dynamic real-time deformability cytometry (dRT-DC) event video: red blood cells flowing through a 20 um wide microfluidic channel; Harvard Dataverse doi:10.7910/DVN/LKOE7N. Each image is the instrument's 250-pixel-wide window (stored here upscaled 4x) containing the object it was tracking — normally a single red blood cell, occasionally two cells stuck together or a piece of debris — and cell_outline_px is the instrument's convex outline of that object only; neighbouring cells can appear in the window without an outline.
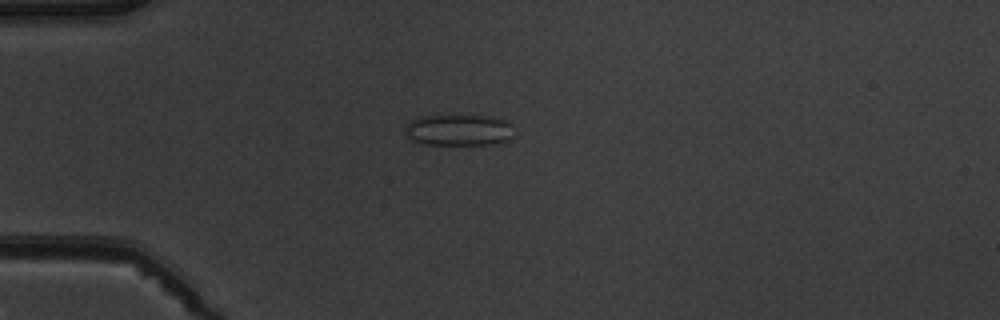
{"species": "common noctule bat (a hibernating species)", "species_latin": "Nyctalus noctula", "temperature_condition": "warm", "stored_images_in_passage": 4, "camera_frame_rate_fps": 3000, "um_per_image_px": 0.085, "animal": {"sex": "male", "body_mass_g": 19.5, "forearm_length_mm": 54.6}, "frame": {"image": 1, "passage_image": 2, "time_ms": 1.333, "image_size_px": [1000, 320], "cell_outline_px": [[512, 136], [508, 140], [500, 144], [424, 144], [412, 140], [408, 136], [404, 128], [412, 120], [420, 116], [492, 116], [504, 120], [508, 124]], "centroid_in_image_um": [38.98, 11.06], "position_along_channel_um": 46.0, "area_um2": 19.54}}
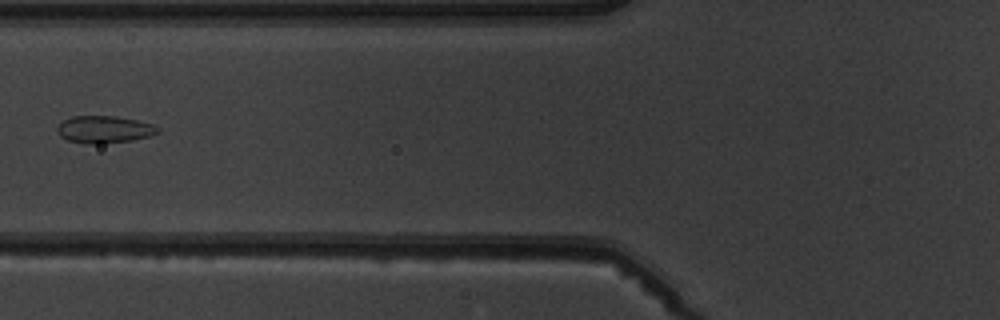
{"frame": {"image": 2, "passage_image": 4, "time_ms": 3.667, "image_size_px": [1000, 320], "cell_outline_px": [[160, 132], [152, 136], [132, 140], [100, 144], [84, 144], [68, 140], [60, 136], [56, 132], [56, 128], [64, 120], [72, 116], [116, 116], [136, 120], [152, 124], [160, 128]], "centroid_in_image_um": [8.87, 11.01], "position_along_channel_um": 116.9, "area_um2": 16.13}}